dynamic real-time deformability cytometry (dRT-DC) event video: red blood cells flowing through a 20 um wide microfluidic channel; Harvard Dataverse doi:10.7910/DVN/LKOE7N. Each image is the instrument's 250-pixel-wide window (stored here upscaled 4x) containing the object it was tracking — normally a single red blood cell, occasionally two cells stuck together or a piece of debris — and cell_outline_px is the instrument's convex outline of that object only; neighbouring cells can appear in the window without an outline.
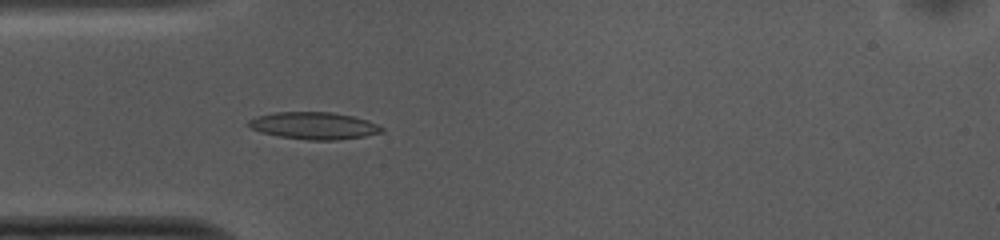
{"species": "common noctule bat (a hibernating species)", "species_latin": "Nyctalus noctula", "temperature_condition": "cold", "stored_images_in_passage": 52, "camera_frame_rate_fps": 3000, "um_per_image_px": 0.085, "animal": {"sex": "female", "body_mass_g": 10.0, "forearm_length_mm": 53.1}, "frame": {"image": 1, "passage_image": 14, "time_ms": 4.333, "image_size_px": [1000, 240], "cell_outline_px": [[384, 132], [364, 136], [336, 140], [308, 140], [280, 136], [260, 132], [252, 128], [248, 124], [248, 120], [256, 116], [276, 112], [332, 112], [352, 116], [368, 120], [384, 128]], "centroid_in_image_um": [26.7, 10.68], "position_along_channel_um": 58.3, "area_um2": 20.98}}
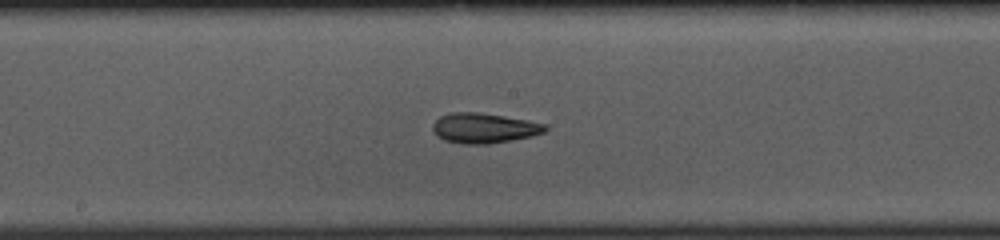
{"frame": {"image": 2, "passage_image": 26, "time_ms": 8.333, "image_size_px": [1000, 240], "cell_outline_px": [[548, 128], [544, 132], [532, 136], [512, 140], [488, 144], [464, 144], [444, 140], [432, 128], [432, 124], [440, 116], [452, 112], [476, 112], [504, 116], [528, 120], [548, 124]], "centroid_in_image_um": [41.18, 10.88], "position_along_channel_um": 207.0, "area_um2": 19.65}}
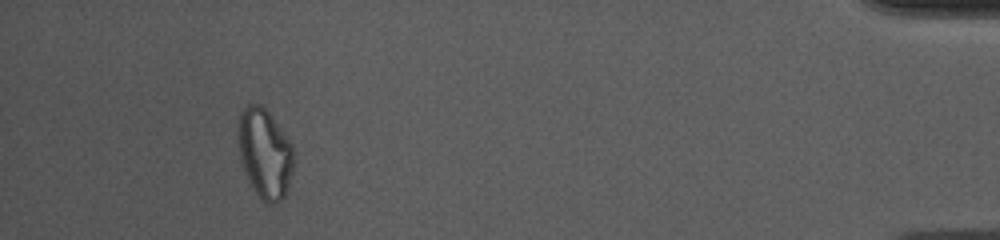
{"frame": {"image": 3, "passage_image": 48, "time_ms": 15.667, "image_size_px": [1000, 240], "cell_outline_px": [[292, 168], [288, 188], [284, 196], [276, 204], [268, 204], [256, 192], [240, 160], [236, 120], [240, 112], [248, 104], [260, 104], [268, 112], [292, 144]], "centroid_in_image_um": [22.48, 12.99], "position_along_channel_um": 412.7, "area_um2": 28.55}, "authors_computed_cell_mechanics": {"area_um2": 19.8254, "velocity_mm_per_s": 3.7358, "shape_relaxation_time_tau1_ms": null, "shape_relaxation_time_tau2_ms": 3.8532, "deformation_change_tau1": null, "deformation_change_tau2": 0.1301}}